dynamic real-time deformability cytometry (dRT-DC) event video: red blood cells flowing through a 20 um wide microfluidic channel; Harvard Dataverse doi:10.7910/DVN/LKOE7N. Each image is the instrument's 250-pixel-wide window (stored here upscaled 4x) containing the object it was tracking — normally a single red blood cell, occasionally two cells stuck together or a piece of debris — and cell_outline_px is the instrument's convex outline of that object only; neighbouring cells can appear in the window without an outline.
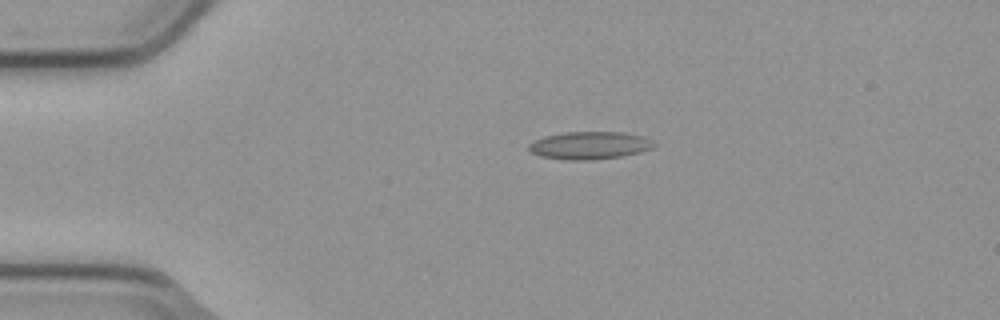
{"species": "common noctule bat (a hibernating species)", "species_latin": "Nyctalus noctula", "temperature_condition": "cold", "stored_images_in_passage": 2, "camera_frame_rate_fps": 3000, "um_per_image_px": 0.085, "animal": {"sex": "male", "body_mass_g": 23.1, "forearm_length_mm": 52.7}, "frame": {"image": 1, "passage_image": 1, "time_ms": 0.0, "image_size_px": [1000, 320], "cell_outline_px": [[656, 144], [652, 148], [640, 152], [620, 156], [592, 160], [568, 160], [540, 156], [532, 152], [528, 148], [528, 144], [532, 140], [544, 136], [564, 132], [620, 132], [640, 136], [652, 140]], "centroid_in_image_um": [50.07, 12.36], "position_along_channel_um": 34.9, "area_um2": 20.11}}